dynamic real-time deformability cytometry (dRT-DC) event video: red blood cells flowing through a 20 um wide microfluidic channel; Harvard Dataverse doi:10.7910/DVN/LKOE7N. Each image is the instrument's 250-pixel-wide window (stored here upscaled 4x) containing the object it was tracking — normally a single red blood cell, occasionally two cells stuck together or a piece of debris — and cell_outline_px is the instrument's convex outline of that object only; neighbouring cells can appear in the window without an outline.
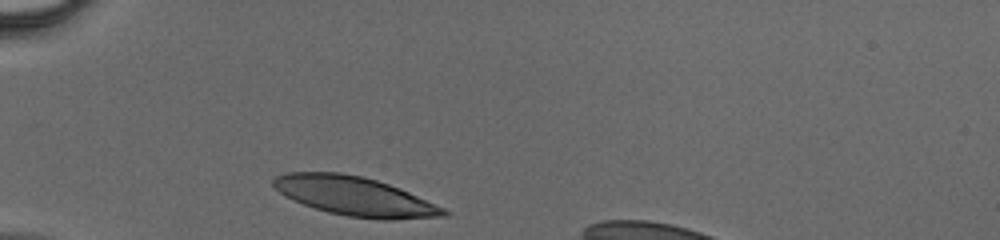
{"species": "human", "species_latin": "Homo sapiens", "temperature_condition": "cold", "stored_images_in_passage": 26, "camera_frame_rate_fps": 3000, "um_per_image_px": 0.085, "donor": {"sex": "male"}, "frame": {"image": 1, "passage_image": 1, "time_ms": 0.0, "image_size_px": [1000, 240], "cell_outline_px": [[448, 216], [392, 220], [384, 220], [348, 216], [328, 212], [304, 204], [280, 192], [272, 184], [272, 180], [276, 176], [288, 172], [340, 172], [360, 176], [376, 180], [388, 184], [408, 192], [444, 208], [448, 212]], "centroid_in_image_um": [30.17, 16.68], "position_along_channel_um": 54.8, "area_um2": 38.21}}
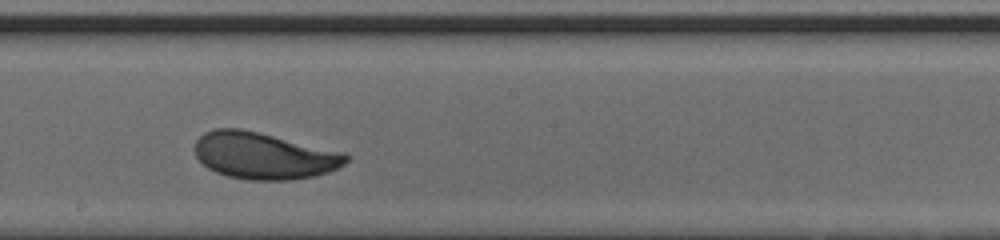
{"frame": {"image": 2, "passage_image": 14, "time_ms": 4.333, "image_size_px": [1000, 240], "cell_outline_px": [[348, 160], [344, 164], [328, 172], [312, 176], [292, 180], [248, 180], [228, 176], [216, 172], [208, 168], [196, 156], [196, 140], [204, 132], [216, 128], [240, 128], [260, 132], [344, 152], [348, 156]], "centroid_in_image_um": [22.43, 13.23], "position_along_channel_um": 225.8, "area_um2": 41.1}}
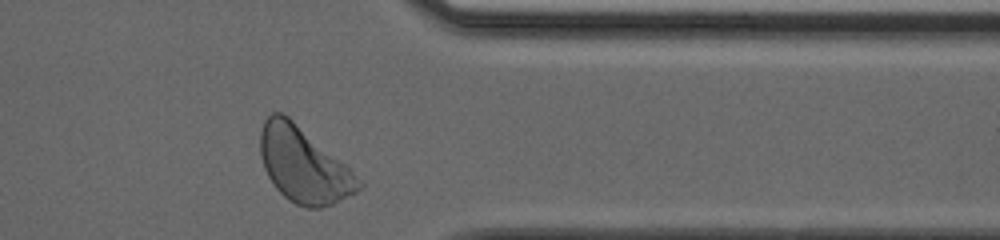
{"frame": {"image": 3, "passage_image": 25, "time_ms": 8.0, "image_size_px": [1000, 240], "cell_outline_px": [[364, 184], [356, 192], [332, 204], [320, 208], [308, 208], [296, 204], [284, 196], [276, 188], [268, 176], [264, 168], [260, 152], [260, 132], [264, 120], [272, 112], [284, 112], [344, 164]], "centroid_in_image_um": [25.76, 14.01], "position_along_channel_um": 385.6, "area_um2": 42.48}}